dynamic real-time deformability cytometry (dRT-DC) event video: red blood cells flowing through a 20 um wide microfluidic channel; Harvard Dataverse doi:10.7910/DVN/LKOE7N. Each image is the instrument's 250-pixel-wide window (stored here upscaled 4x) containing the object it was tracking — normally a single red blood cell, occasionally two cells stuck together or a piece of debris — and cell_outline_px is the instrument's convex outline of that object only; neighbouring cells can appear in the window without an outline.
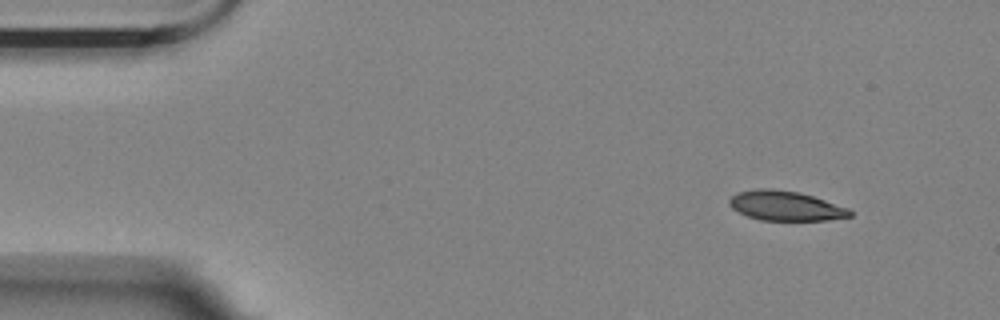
{"species": "Egyptian fruit bat (a non-hibernating species)", "species_latin": "Rousettus aegyptiacus", "temperature_condition": "room temperature", "stored_images_in_passage": 4, "camera_frame_rate_fps": 3000, "um_per_image_px": 0.085, "animal": {"sex": "female"}, "frame": {"image": 1, "passage_image": 1, "time_ms": 0.0, "image_size_px": [1000, 320], "cell_outline_px": [[852, 216], [828, 220], [760, 220], [748, 216], [732, 208], [728, 204], [728, 200], [736, 192], [760, 188], [768, 188], [800, 192], [848, 208], [852, 212]], "centroid_in_image_um": [66.75, 17.49], "position_along_channel_um": 18.3, "area_um2": 20.75}}
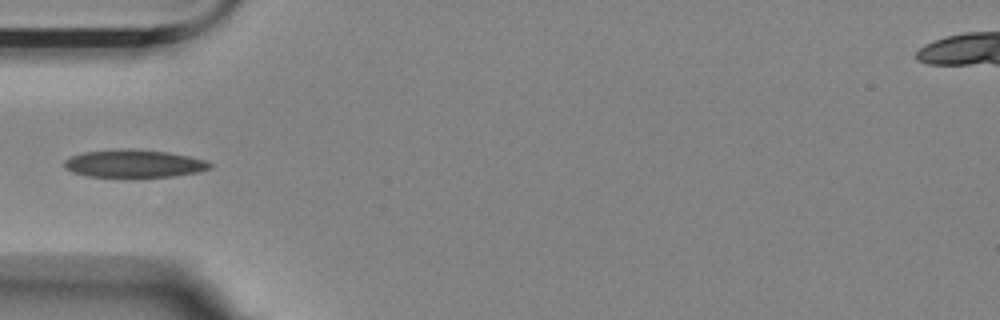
{"frame": {"image": 2, "passage_image": 4, "time_ms": 1.0, "image_size_px": [1000, 320], "cell_outline_px": [[212, 168], [196, 172], [176, 176], [136, 180], [124, 180], [88, 176], [72, 172], [64, 168], [64, 160], [72, 156], [84, 152], [120, 148], [168, 152], [188, 156], [204, 160], [212, 164]], "centroid_in_image_um": [11.36, 13.96], "position_along_channel_um": 73.6, "area_um2": 24.68}}